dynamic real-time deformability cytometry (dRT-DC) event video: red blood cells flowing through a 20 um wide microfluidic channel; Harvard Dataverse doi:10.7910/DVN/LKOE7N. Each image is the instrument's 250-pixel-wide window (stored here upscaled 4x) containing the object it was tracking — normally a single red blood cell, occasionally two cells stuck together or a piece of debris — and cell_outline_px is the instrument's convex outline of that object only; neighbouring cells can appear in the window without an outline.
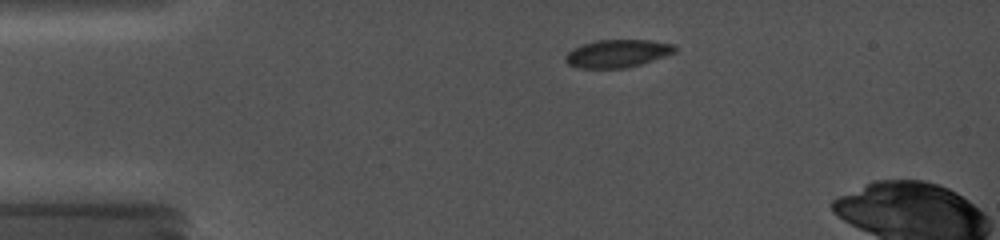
{"species": "common noctule bat (a hibernating species)", "species_latin": "Nyctalus noctula", "temperature_condition": "cold", "stored_images_in_passage": 84, "camera_frame_rate_fps": 5000, "um_per_image_px": 0.085, "animal": {"sex": "female", "body_mass_g": 19.0, "forearm_length_mm": 56.7}, "frame": {"image": 1, "passage_image": 16, "time_ms": 2.0, "image_size_px": [1000, 240], "cell_outline_px": [[676, 52], [640, 64], [624, 68], [580, 68], [568, 64], [564, 60], [568, 52], [584, 44], [596, 40], [648, 40], [676, 44]], "centroid_in_image_um": [52.5, 4.54], "position_along_channel_um": 32.5, "area_um2": 17.51}}
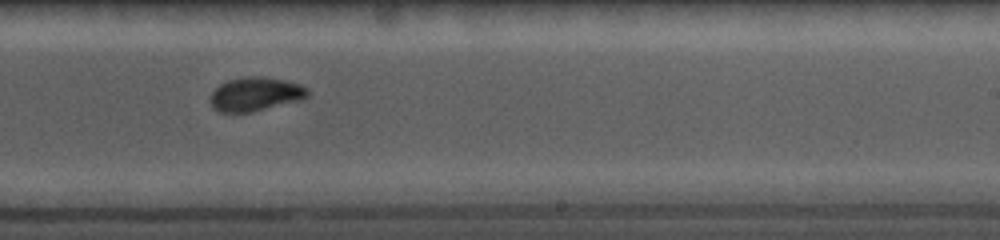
{"frame": {"image": 2, "passage_image": 66, "time_ms": 9.4, "image_size_px": [1000, 240], "cell_outline_px": [[308, 96], [300, 100], [252, 112], [220, 112], [212, 108], [208, 100], [208, 96], [220, 84], [228, 80], [248, 76], [252, 76], [284, 80], [300, 84], [308, 88]], "centroid_in_image_um": [21.66, 8.01], "position_along_channel_um": 267.3, "area_um2": 19.19}}
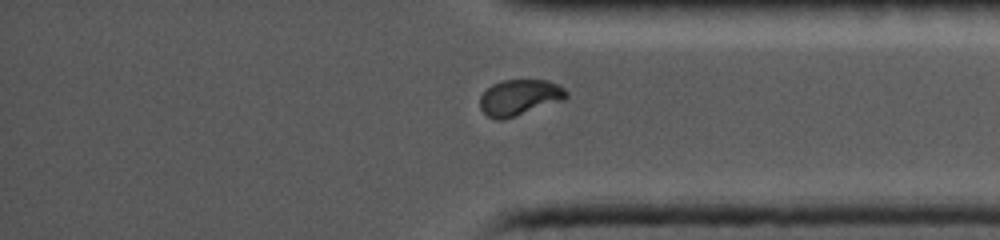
{"frame": {"image": 3, "passage_image": 84, "time_ms": 12.6, "image_size_px": [1000, 240], "cell_outline_px": [[568, 96], [564, 100], [504, 120], [496, 120], [488, 116], [480, 108], [480, 96], [492, 84], [504, 80], [548, 80], [560, 84], [568, 92]], "centroid_in_image_um": [44.18, 8.28], "position_along_channel_um": 391.0, "area_um2": 18.21}}